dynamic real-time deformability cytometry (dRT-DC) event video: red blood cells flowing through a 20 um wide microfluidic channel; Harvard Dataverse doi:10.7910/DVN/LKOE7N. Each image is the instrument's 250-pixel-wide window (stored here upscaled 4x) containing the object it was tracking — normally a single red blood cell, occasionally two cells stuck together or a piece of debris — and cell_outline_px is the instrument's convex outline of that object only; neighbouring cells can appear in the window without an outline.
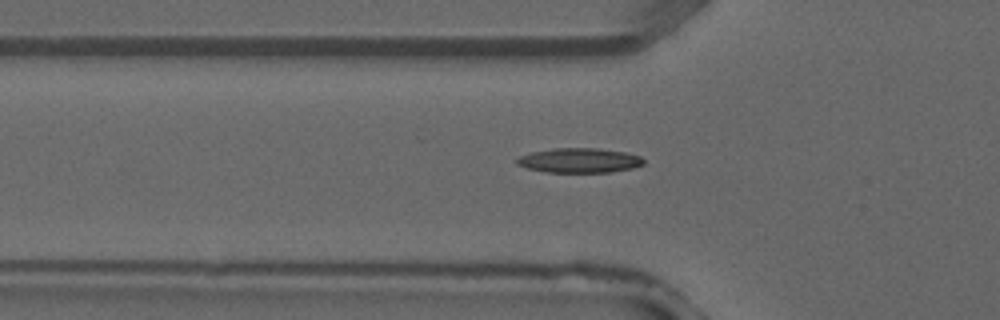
{"species": "common noctule bat (a hibernating species)", "species_latin": "Nyctalus noctula", "temperature_condition": "warm", "stored_images_in_passage": 36, "camera_frame_rate_fps": 3000, "um_per_image_px": 0.085, "animal": {"sex": "male", "forearm_length_mm": 52.5}, "frame": {"image": 1, "passage_image": 13, "time_ms": 4.0, "image_size_px": [1000, 320], "cell_outline_px": [[644, 164], [632, 168], [608, 172], [544, 172], [528, 168], [516, 164], [516, 160], [520, 156], [532, 152], [552, 148], [596, 148], [624, 152], [640, 156], [644, 160]], "centroid_in_image_um": [49.23, 13.63], "position_along_channel_um": 76.6, "area_um2": 18.09}}
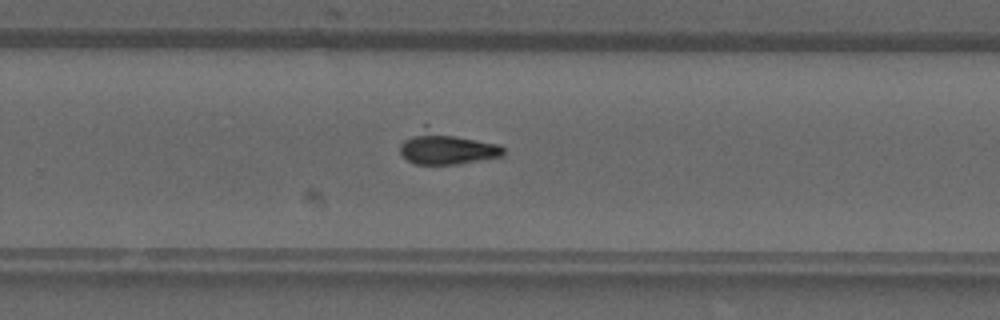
{"frame": {"image": 2, "passage_image": 25, "time_ms": 8.0, "image_size_px": [1000, 320], "cell_outline_px": [[504, 156], [460, 164], [416, 164], [408, 160], [400, 152], [400, 144], [404, 140], [424, 124], [428, 124], [500, 144], [504, 148]], "centroid_in_image_um": [38.0, 12.51], "position_along_channel_um": 291.8, "area_um2": 20.69}}
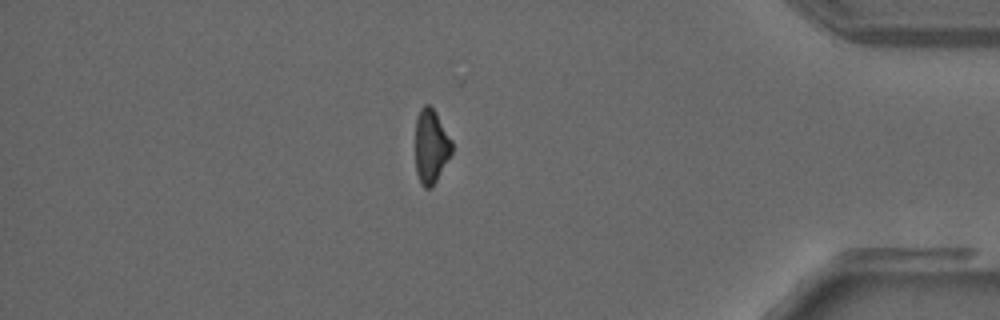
{"frame": {"image": 3, "passage_image": 33, "time_ms": 10.667, "image_size_px": [1000, 320], "cell_outline_px": [[452, 152], [432, 188], [424, 188], [416, 172], [416, 120], [420, 108], [424, 104], [428, 104], [436, 112], [452, 140]], "centroid_in_image_um": [36.64, 12.42], "position_along_channel_um": 398.6, "area_um2": 15.66}}